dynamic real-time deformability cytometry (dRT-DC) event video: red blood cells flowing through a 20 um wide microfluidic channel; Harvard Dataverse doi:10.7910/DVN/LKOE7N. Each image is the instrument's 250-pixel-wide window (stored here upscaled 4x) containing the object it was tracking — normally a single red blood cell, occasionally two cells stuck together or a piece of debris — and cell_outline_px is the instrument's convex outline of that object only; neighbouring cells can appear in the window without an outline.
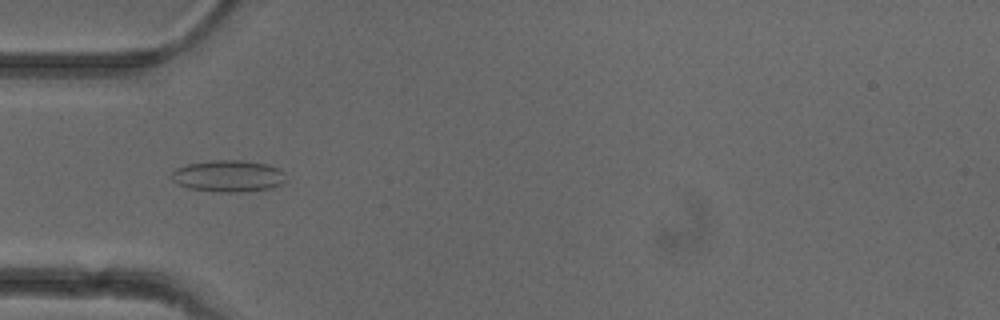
{"species": "common noctule bat (a hibernating species)", "species_latin": "Nyctalus noctula", "temperature_condition": "cold", "stored_images_in_passage": 37, "camera_frame_rate_fps": 3000, "um_per_image_px": 0.085, "animal": {"sex": "female"}, "frame": {"image": 1, "passage_image": 8, "time_ms": 2.333, "image_size_px": [1000, 320], "cell_outline_px": [[288, 180], [272, 188], [248, 192], [212, 192], [188, 188], [176, 184], [172, 180], [172, 172], [176, 168], [184, 164], [212, 160], [244, 160], [268, 164], [280, 168], [284, 172]], "centroid_in_image_um": [19.42, 14.97], "position_along_channel_um": 65.6, "area_um2": 21.73}}
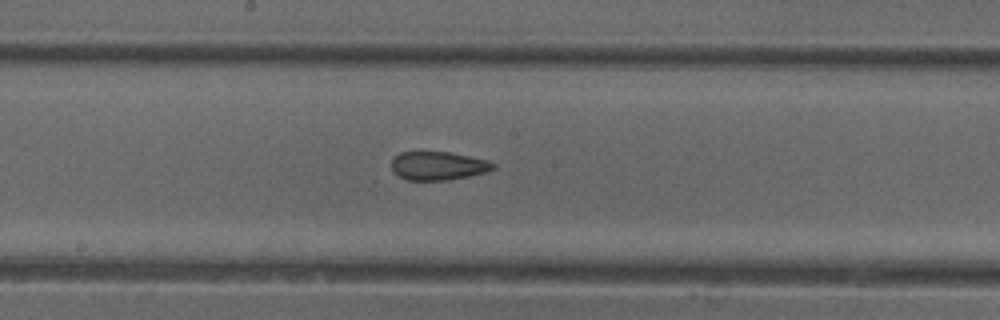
{"frame": {"image": 2, "passage_image": 19, "time_ms": 6.0, "image_size_px": [1000, 320], "cell_outline_px": [[496, 168], [484, 172], [468, 176], [448, 180], [408, 180], [392, 172], [392, 156], [400, 152], [448, 152], [488, 160], [496, 164]], "centroid_in_image_um": [37.22, 14.09], "position_along_channel_um": 211.0, "area_um2": 16.88}}
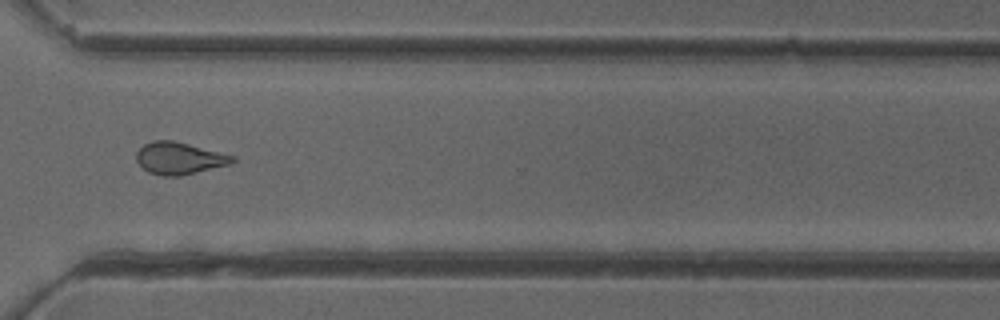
{"frame": {"image": 3, "passage_image": 30, "time_ms": 9.667, "image_size_px": [1000, 320], "cell_outline_px": [[236, 160], [228, 164], [180, 176], [164, 176], [148, 172], [136, 160], [136, 152], [144, 144], [152, 140], [172, 140], [236, 156]], "centroid_in_image_um": [15.21, 13.44], "position_along_channel_um": 355.4, "area_um2": 17.74}, "authors_computed_cell_mechanics": {"area_um2": 17.7446, "velocity_mm_per_s": 3.9489, "shape_relaxation_time_tau1_ms": null, "shape_relaxation_time_tau2_ms": 1.6837, "deformation_change_tau1": null, "deformation_change_tau2": 0.0919}}